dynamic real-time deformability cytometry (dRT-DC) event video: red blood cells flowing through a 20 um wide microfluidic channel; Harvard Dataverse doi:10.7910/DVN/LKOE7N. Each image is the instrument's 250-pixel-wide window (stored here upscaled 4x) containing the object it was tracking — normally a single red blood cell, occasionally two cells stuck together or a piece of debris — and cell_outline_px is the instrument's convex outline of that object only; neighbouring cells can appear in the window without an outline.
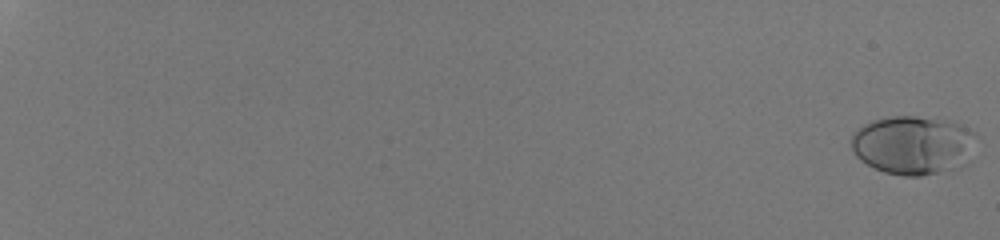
{"species": "human", "species_latin": "Homo sapiens", "temperature_condition": "room temperature", "stored_images_in_passage": 51, "camera_frame_rate_fps": 3000, "um_per_image_px": 0.085, "donor": {"sex": "male"}, "frame": {"image": 1, "passage_image": 1, "time_ms": 0.0, "image_size_px": [1000, 240], "cell_outline_px": [[976, 136], [968, 164], [960, 168], [920, 176], [904, 176], [884, 172], [860, 160], [856, 156], [852, 148], [852, 136], [864, 124], [872, 120], [892, 116], [916, 116], [952, 120], [976, 132]], "centroid_in_image_um": [77.67, 12.33], "position_along_channel_um": 7.3, "area_um2": 43.18}}
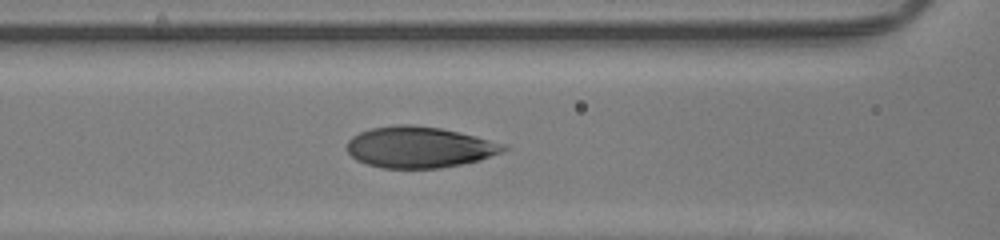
{"frame": {"image": 2, "passage_image": 30, "time_ms": 9.667, "image_size_px": [1000, 240], "cell_outline_px": [[508, 148], [504, 152], [480, 160], [440, 168], [380, 168], [356, 160], [348, 152], [348, 140], [352, 136], [360, 132], [372, 128], [396, 124], [412, 124], [440, 128], [476, 136], [508, 144]], "centroid_in_image_um": [35.67, 12.51], "position_along_channel_um": 130.9, "area_um2": 37.69}}
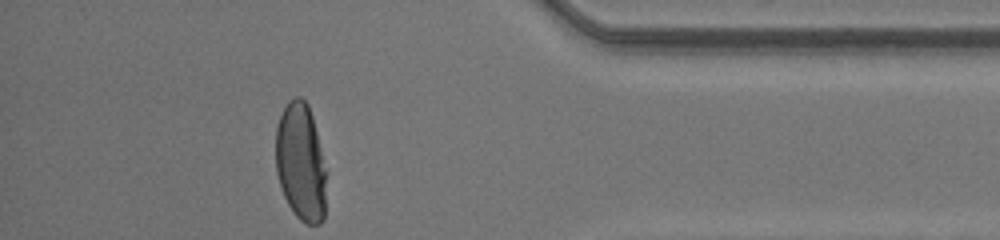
{"frame": {"image": 3, "passage_image": 51, "time_ms": 16.667, "image_size_px": [1000, 240], "cell_outline_px": [[324, 220], [320, 224], [304, 224], [292, 212], [284, 196], [276, 172], [276, 128], [280, 116], [288, 100], [296, 96], [300, 96], [308, 104], [312, 116], [316, 132], [324, 172]], "centroid_in_image_um": [25.52, 13.79], "position_along_channel_um": 409.7, "area_um2": 34.1}, "authors_computed_cell_mechanics": {"area_um2": 37.9168, "velocity_mm_per_s": 4.2571, "shape_relaxation_time_tau1_ms": 3.6261, "shape_relaxation_time_tau2_ms": null, "deformation_change_tau1": 0.1908, "deformation_change_tau2": null}}